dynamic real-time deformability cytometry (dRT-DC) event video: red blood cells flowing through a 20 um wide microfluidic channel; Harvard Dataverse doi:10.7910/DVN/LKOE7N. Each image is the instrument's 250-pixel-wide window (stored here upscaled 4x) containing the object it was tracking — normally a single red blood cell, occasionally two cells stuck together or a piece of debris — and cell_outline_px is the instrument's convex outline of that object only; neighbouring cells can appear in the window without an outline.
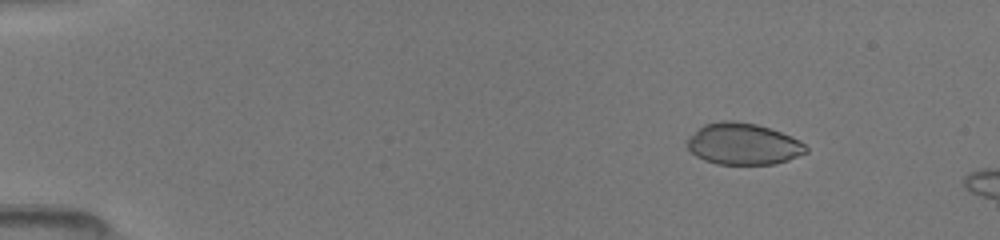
{"species": "common noctule bat (a hibernating species)", "species_latin": "Nyctalus noctula", "temperature_condition": "room temperature", "stored_images_in_passage": 56, "camera_frame_rate_fps": 3000, "um_per_image_px": 0.085, "animal": {"sex": "female", "body_mass_g": 19.5, "forearm_length_mm": 54.1}, "frame": {"image": 1, "passage_image": 6, "time_ms": 1.667, "image_size_px": [1000, 240], "cell_outline_px": [[808, 152], [788, 160], [776, 164], [716, 164], [704, 160], [696, 156], [688, 148], [688, 140], [704, 124], [720, 120], [732, 120], [756, 124], [780, 132], [800, 140], [808, 148]], "centroid_in_image_um": [63.2, 12.24], "position_along_channel_um": 21.8, "area_um2": 28.55}}
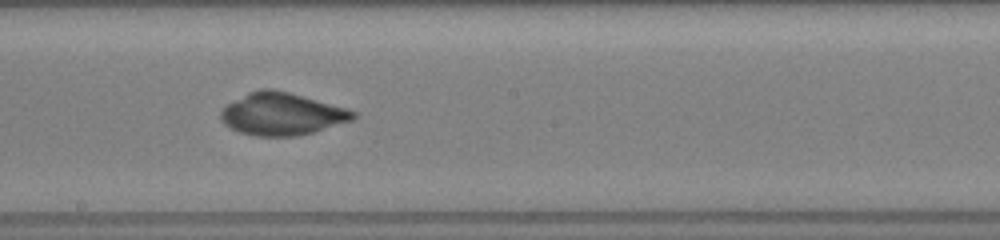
{"frame": {"image": 2, "passage_image": 30, "time_ms": 9.0, "image_size_px": [1000, 240], "cell_outline_px": [[356, 116], [352, 120], [312, 132], [296, 136], [256, 136], [240, 132], [228, 128], [220, 120], [220, 112], [228, 104], [248, 92], [260, 88], [272, 88], [288, 92], [344, 108], [356, 112]], "centroid_in_image_um": [23.9, 9.69], "position_along_channel_um": 224.3, "area_um2": 32.31}}
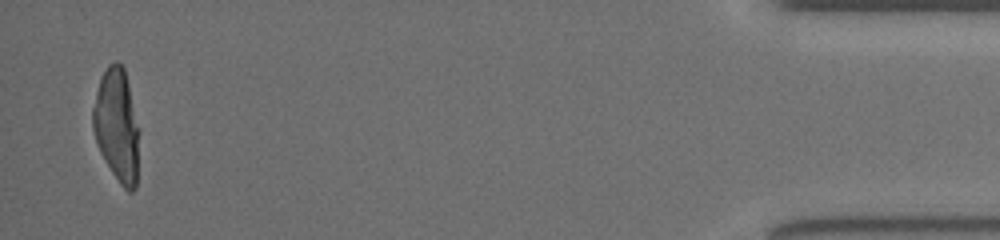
{"frame": {"image": 3, "passage_image": 55, "time_ms": 15.667, "image_size_px": [1000, 240], "cell_outline_px": [[140, 132], [136, 188], [132, 192], [128, 192], [120, 184], [112, 172], [100, 152], [92, 128], [92, 108], [100, 76], [108, 64], [116, 60], [124, 68]], "centroid_in_image_um": [9.93, 10.66], "position_along_channel_um": 425.3, "area_um2": 30.75}}